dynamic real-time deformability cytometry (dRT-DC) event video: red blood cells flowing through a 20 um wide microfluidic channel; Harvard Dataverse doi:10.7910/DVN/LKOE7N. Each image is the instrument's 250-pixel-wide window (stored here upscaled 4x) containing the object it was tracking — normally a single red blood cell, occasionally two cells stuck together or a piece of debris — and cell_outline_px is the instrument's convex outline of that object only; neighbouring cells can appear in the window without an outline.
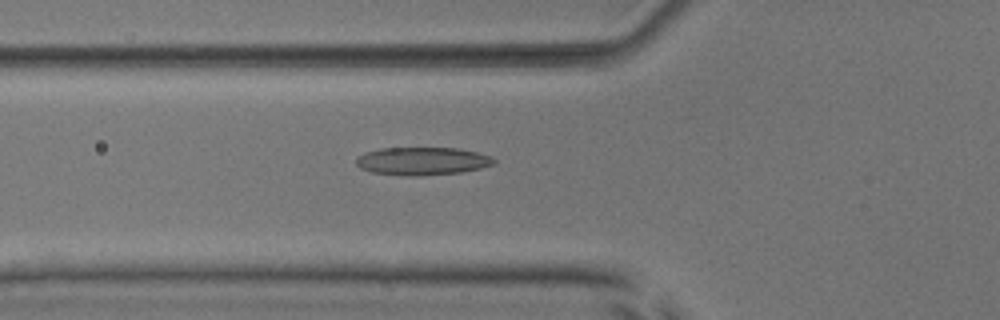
{"species": "common noctule bat (a hibernating species)", "species_latin": "Nyctalus noctula", "temperature_condition": "room temperature", "stored_images_in_passage": 43, "camera_frame_rate_fps": 3000, "um_per_image_px": 0.085, "animal": {"sex": "male", "body_mass_g": 17.9, "forearm_length_mm": 54.2}, "frame": {"image": 1, "passage_image": 12, "time_ms": 3.667, "image_size_px": [1000, 320], "cell_outline_px": [[496, 164], [480, 168], [460, 172], [424, 176], [412, 176], [372, 172], [360, 168], [356, 164], [356, 156], [364, 152], [380, 148], [460, 148], [492, 156], [496, 160]], "centroid_in_image_um": [35.9, 13.69], "position_along_channel_um": 89.9, "area_um2": 22.6}}
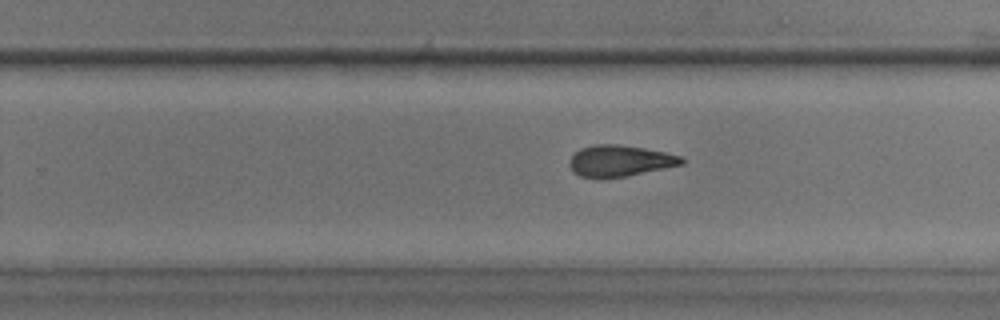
{"frame": {"image": 2, "passage_image": 26, "time_ms": 8.333, "image_size_px": [1000, 320], "cell_outline_px": [[684, 164], [628, 176], [600, 180], [580, 176], [572, 172], [568, 164], [568, 160], [580, 148], [592, 144], [616, 144], [644, 148], [664, 152], [680, 156], [684, 160]], "centroid_in_image_um": [52.62, 13.7], "position_along_channel_um": 277.2, "area_um2": 20.87}}
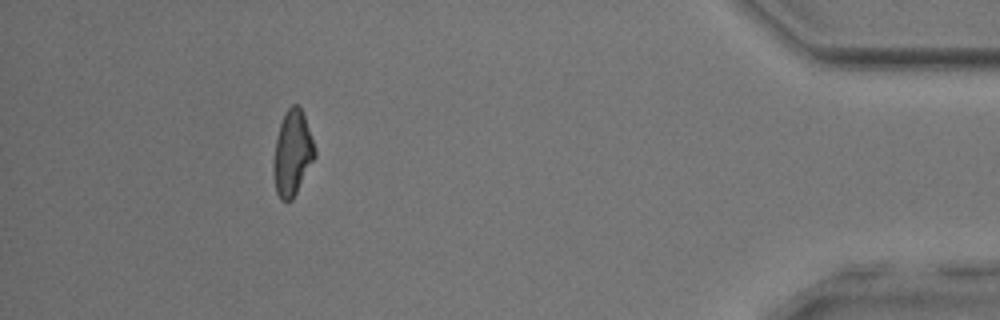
{"frame": {"image": 3, "passage_image": 40, "time_ms": 13.0, "image_size_px": [1000, 320], "cell_outline_px": [[316, 156], [292, 200], [280, 200], [276, 192], [272, 168], [272, 164], [276, 140], [280, 124], [288, 108], [292, 104], [296, 104], [300, 108], [304, 116], [316, 148]], "centroid_in_image_um": [24.85, 13.04], "position_along_channel_um": 410.4, "area_um2": 20.35}}